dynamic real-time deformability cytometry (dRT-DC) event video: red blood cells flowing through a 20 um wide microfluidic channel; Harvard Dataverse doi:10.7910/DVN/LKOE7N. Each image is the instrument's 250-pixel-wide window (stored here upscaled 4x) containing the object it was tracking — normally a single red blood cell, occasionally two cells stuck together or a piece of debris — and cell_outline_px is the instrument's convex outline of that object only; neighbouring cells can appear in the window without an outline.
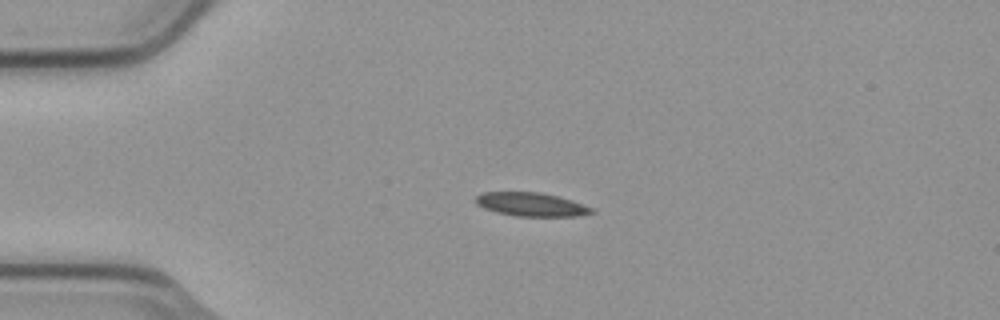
{"species": "common noctule bat (a hibernating species)", "species_latin": "Nyctalus noctula", "temperature_condition": "cold", "stored_images_in_passage": 4, "camera_frame_rate_fps": 3000, "um_per_image_px": 0.085, "animal": {"sex": "male", "body_mass_g": 23.1, "forearm_length_mm": 52.7}, "frame": {"image": 1, "passage_image": 3, "time_ms": 0.667, "image_size_px": [1000, 320], "cell_outline_px": [[596, 212], [576, 216], [516, 216], [496, 212], [484, 208], [476, 204], [476, 196], [484, 192], [540, 192], [572, 200], [596, 208]], "centroid_in_image_um": [45.2, 17.38], "position_along_channel_um": 39.8, "area_um2": 16.01}}